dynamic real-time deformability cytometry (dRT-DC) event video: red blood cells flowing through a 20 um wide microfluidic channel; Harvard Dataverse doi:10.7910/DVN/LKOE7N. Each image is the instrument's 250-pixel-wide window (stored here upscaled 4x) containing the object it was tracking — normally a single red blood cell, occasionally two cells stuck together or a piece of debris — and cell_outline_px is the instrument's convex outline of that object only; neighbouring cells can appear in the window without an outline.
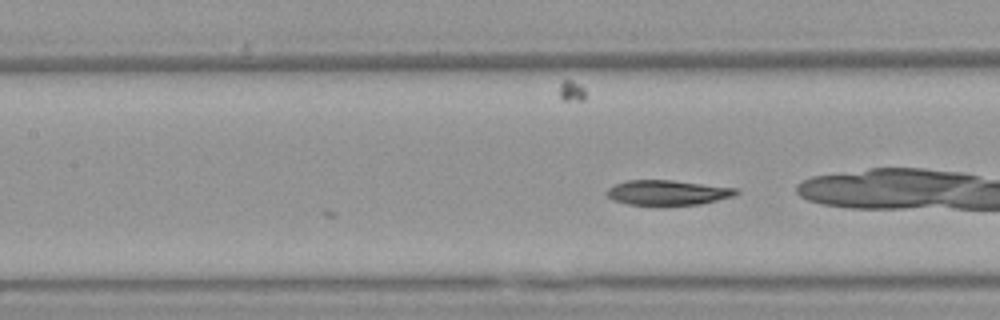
{"species": "Egyptian fruit bat (a non-hibernating species)", "species_latin": "Rousettus aegyptiacus", "temperature_condition": "warm", "stored_images_in_passage": 14, "camera_frame_rate_fps": 3000, "um_per_image_px": 0.085, "animal": {"sex": "female"}, "frame": {"image": 1, "passage_image": 14, "time_ms": 4.333, "image_size_px": [1000, 320], "cell_outline_px": [[740, 192], [736, 196], [700, 204], [628, 204], [612, 200], [604, 192], [608, 188], [616, 184], [628, 180], [672, 180], [736, 188]], "centroid_in_image_um": [56.76, 16.36], "position_along_channel_um": 150.6, "area_um2": 18.61}}